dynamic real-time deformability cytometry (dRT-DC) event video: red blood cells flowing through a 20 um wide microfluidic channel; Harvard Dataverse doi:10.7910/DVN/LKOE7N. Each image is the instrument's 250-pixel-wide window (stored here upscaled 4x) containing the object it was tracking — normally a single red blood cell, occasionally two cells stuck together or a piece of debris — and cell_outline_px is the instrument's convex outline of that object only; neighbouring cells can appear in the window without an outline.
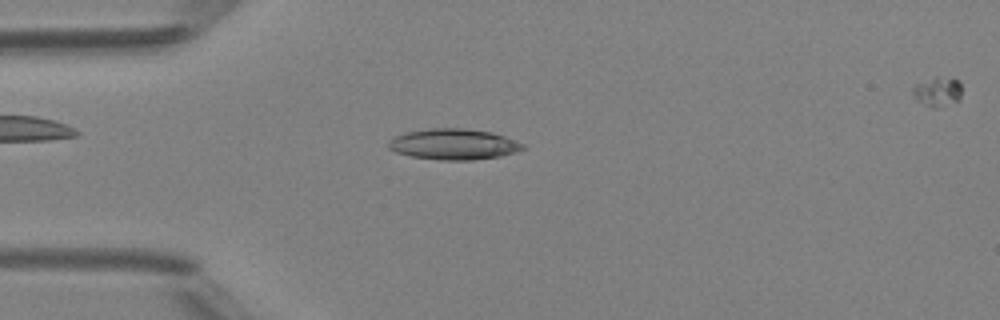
{"species": "Egyptian fruit bat (a non-hibernating species)", "species_latin": "Rousettus aegyptiacus", "temperature_condition": "room temperature", "stored_images_in_passage": 42, "camera_frame_rate_fps": 3000, "um_per_image_px": 0.085, "animal": {"sex": "female"}, "frame": {"image": 1, "passage_image": 7, "time_ms": 2.0, "image_size_px": [1000, 320], "cell_outline_px": [[528, 148], [516, 152], [500, 156], [472, 160], [440, 160], [412, 156], [396, 152], [388, 148], [388, 140], [392, 136], [408, 132], [432, 128], [464, 128], [492, 132], [504, 136], [524, 144]], "centroid_in_image_um": [38.57, 12.26], "position_along_channel_um": 46.4, "area_um2": 24.22}}
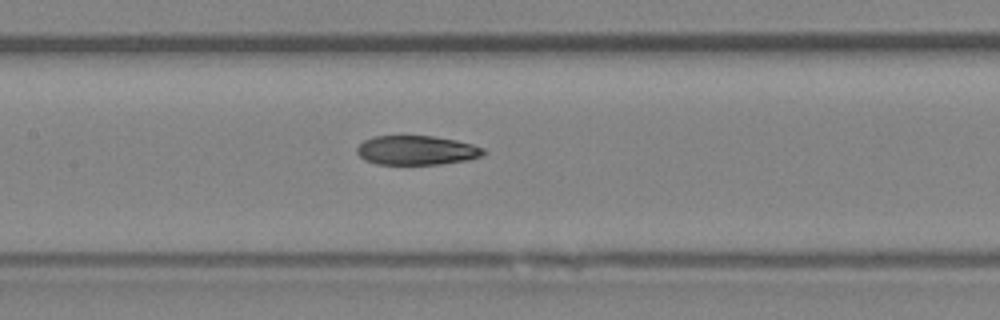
{"frame": {"image": 2, "passage_image": 17, "time_ms": 5.333, "image_size_px": [1000, 320], "cell_outline_px": [[484, 152], [480, 156], [468, 160], [440, 164], [376, 164], [364, 160], [356, 152], [356, 148], [364, 140], [372, 136], [432, 136], [456, 140], [472, 144], [484, 148]], "centroid_in_image_um": [35.38, 12.77], "position_along_channel_um": 172.0, "area_um2": 21.56}}
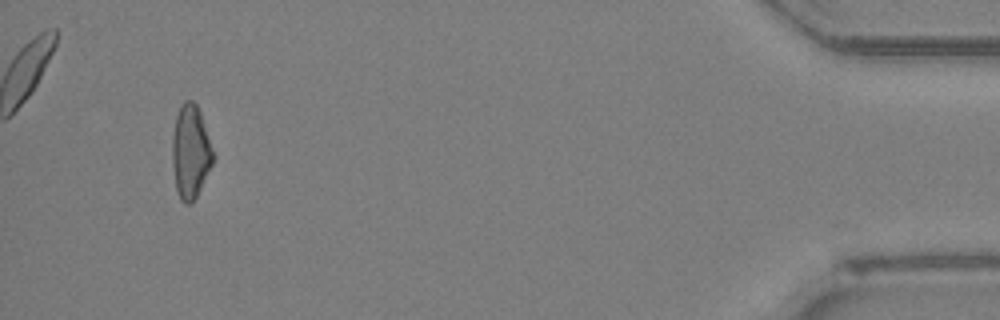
{"frame": {"image": 3, "passage_image": 40, "time_ms": 13.0, "image_size_px": [1000, 320], "cell_outline_px": [[216, 156], [196, 196], [188, 204], [184, 204], [180, 200], [176, 192], [172, 164], [172, 132], [176, 116], [180, 104], [184, 100], [192, 100], [196, 104], [200, 112]], "centroid_in_image_um": [16.18, 12.88], "position_along_channel_um": 419.0, "area_um2": 22.48}, "authors_computed_cell_mechanics": {"area_um2": 22.4842, "velocity_mm_per_s": 4.2229, "shape_relaxation_time_tau1_ms": null, "shape_relaxation_time_tau2_ms": 5.9753, "deformation_change_tau1": null, "deformation_change_tau2": 0.1269}}